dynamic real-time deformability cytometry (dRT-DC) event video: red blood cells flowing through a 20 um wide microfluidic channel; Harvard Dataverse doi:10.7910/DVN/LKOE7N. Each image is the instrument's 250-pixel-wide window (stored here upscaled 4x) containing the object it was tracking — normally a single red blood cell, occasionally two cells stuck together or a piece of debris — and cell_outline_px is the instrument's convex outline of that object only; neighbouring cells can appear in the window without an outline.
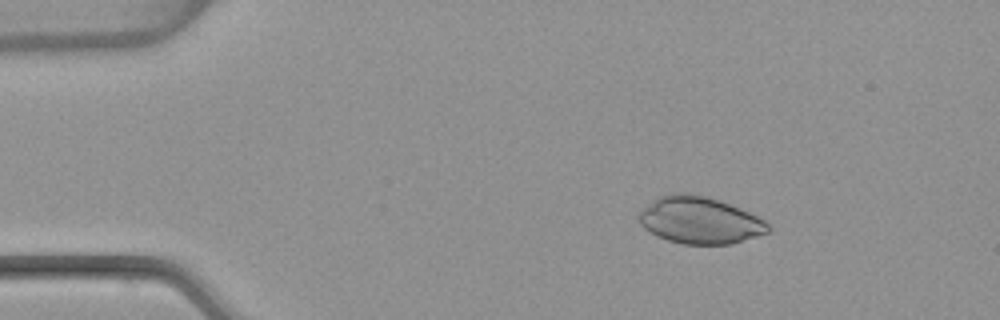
{"species": "common noctule bat (a hibernating species)", "species_latin": "Nyctalus noctula", "temperature_condition": "warm", "stored_images_in_passage": 47, "camera_frame_rate_fps": 3000, "um_per_image_px": 0.085, "animal": {"sex": "female", "body_mass_g": 22.7, "forearm_length_mm": 54.2}, "frame": {"image": 1, "passage_image": 2, "time_ms": 0.333, "image_size_px": [1000, 320], "cell_outline_px": [[772, 228], [768, 232], [732, 244], [684, 244], [668, 240], [656, 236], [648, 232], [640, 224], [640, 212], [648, 204], [660, 196], [676, 192], [688, 192], [708, 196], [720, 200], [740, 208], [764, 220]], "centroid_in_image_um": [59.48, 18.72], "position_along_channel_um": 25.5, "area_um2": 35.32}}
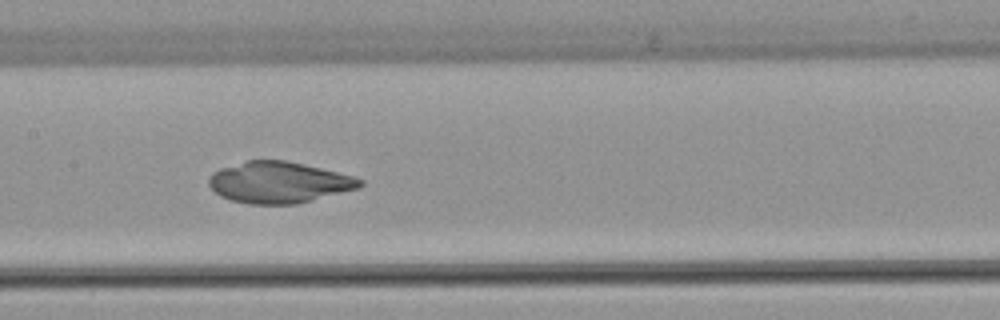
{"frame": {"image": 2, "passage_image": 20, "time_ms": 6.333, "image_size_px": [1000, 320], "cell_outline_px": [[364, 184], [360, 188], [296, 204], [248, 204], [232, 200], [220, 196], [208, 184], [208, 176], [212, 172], [220, 168], [248, 160], [284, 160], [304, 164], [352, 176], [364, 180]], "centroid_in_image_um": [23.69, 15.5], "position_along_channel_um": 183.7, "area_um2": 36.3}}
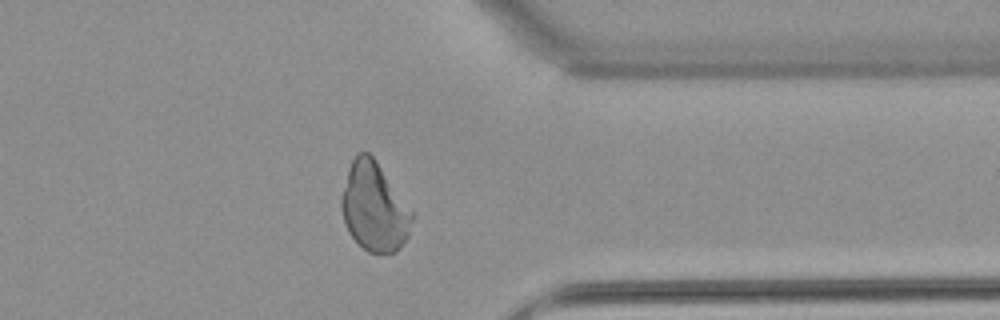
{"frame": {"image": 3, "passage_image": 36, "time_ms": 11.667, "image_size_px": [1000, 320], "cell_outline_px": [[412, 220], [408, 236], [396, 252], [368, 252], [348, 232], [344, 224], [340, 208], [340, 200], [348, 168], [356, 152], [368, 152], [376, 160], [412, 212]], "centroid_in_image_um": [31.76, 17.58], "position_along_channel_um": 379.6, "area_um2": 36.07}}